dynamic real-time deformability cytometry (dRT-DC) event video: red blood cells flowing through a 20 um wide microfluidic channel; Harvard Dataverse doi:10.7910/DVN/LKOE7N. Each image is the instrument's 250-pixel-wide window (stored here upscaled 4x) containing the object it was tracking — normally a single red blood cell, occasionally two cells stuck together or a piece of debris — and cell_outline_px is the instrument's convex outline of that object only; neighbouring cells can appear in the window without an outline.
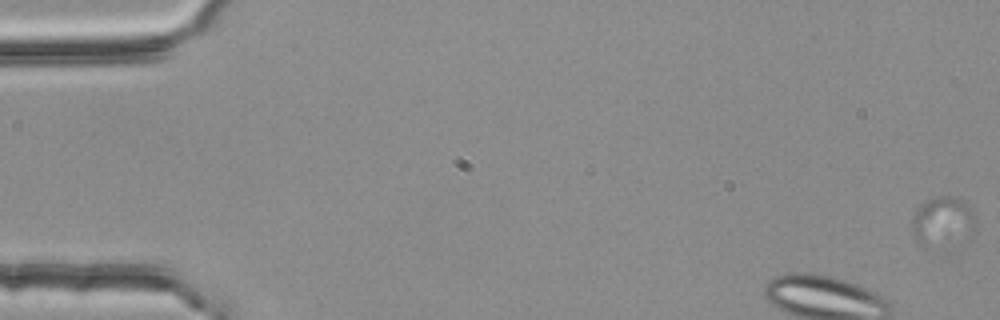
{"species": "common noctule bat (a hibernating species)", "species_latin": "Nyctalus noctula", "temperature_condition": "room temperature", "stored_images_in_passage": 4, "camera_frame_rate_fps": 3000, "um_per_image_px": 0.085, "animal": {"sex": "female", "body_mass_g": 25.1}, "frame": {"image": 1, "passage_image": 1, "time_ms": 0.0, "image_size_px": [1000, 320], "cell_outline_px": [[976, 224], [972, 228], [920, 240], [916, 240], [912, 224], [912, 216], [916, 208], [920, 204], [928, 200], [940, 196], [956, 196], [972, 212]], "centroid_in_image_um": [80.02, 18.49], "position_along_channel_um": 5.0, "area_um2": 14.62}}
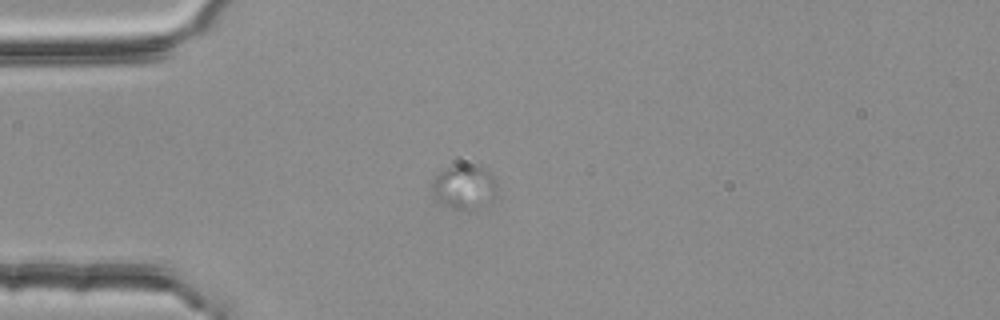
{"frame": {"image": 2, "passage_image": 4, "time_ms": 1.0, "image_size_px": [1000, 320], "cell_outline_px": [[496, 192], [468, 212], [456, 208], [432, 196], [432, 180], [444, 168], [452, 164], [476, 164], [484, 168], [492, 176], [496, 184]], "centroid_in_image_um": [39.4, 15.81], "position_along_channel_um": 45.6, "area_um2": 16.24}}